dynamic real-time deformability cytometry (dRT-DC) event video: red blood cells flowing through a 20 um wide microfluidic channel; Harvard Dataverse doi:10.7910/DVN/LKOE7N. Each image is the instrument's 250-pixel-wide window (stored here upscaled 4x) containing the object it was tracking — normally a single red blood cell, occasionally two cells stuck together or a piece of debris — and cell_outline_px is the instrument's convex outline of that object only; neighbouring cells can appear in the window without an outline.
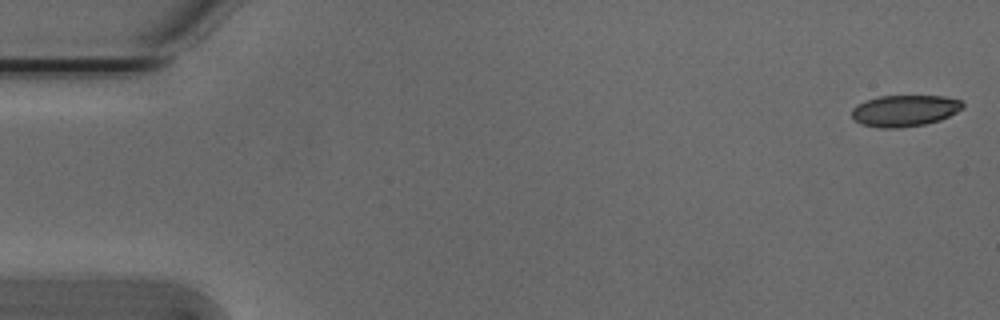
{"species": "Egyptian fruit bat (a non-hibernating species)", "species_latin": "Rousettus aegyptiacus", "temperature_condition": "cold", "stored_images_in_passage": 11, "camera_frame_rate_fps": 3000, "um_per_image_px": 0.085, "animal": {"sex": "male"}, "frame": {"image": 1, "passage_image": 1, "time_ms": 0.0, "image_size_px": [1000, 320], "cell_outline_px": [[964, 108], [940, 120], [924, 124], [900, 128], [880, 128], [860, 124], [852, 116], [852, 108], [856, 104], [880, 96], [944, 96], [960, 100], [964, 104]], "centroid_in_image_um": [76.89, 9.41], "position_along_channel_um": 8.1, "area_um2": 20.29}}